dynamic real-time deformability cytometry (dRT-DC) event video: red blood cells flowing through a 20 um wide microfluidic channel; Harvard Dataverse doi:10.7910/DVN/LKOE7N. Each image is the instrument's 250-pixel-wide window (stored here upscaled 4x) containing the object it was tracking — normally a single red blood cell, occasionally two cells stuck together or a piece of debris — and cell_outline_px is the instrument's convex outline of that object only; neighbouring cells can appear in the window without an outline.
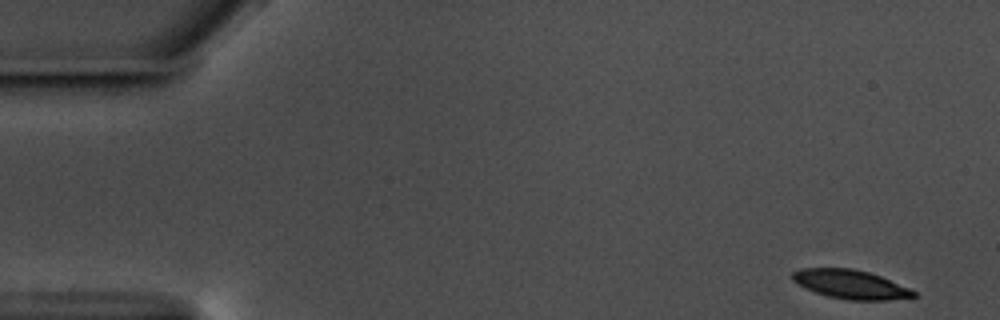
{"species": "common noctule bat (a hibernating species)", "species_latin": "Nyctalus noctula", "temperature_condition": "warm", "stored_images_in_passage": 56, "camera_frame_rate_fps": 3000, "um_per_image_px": 0.085, "animal": {"sex": "male", "body_mass_g": 17.5, "forearm_length_mm": 52.3}, "frame": {"image": 1, "passage_image": 1, "time_ms": 0.0, "image_size_px": [1000, 320], "cell_outline_px": [[916, 296], [888, 300], [848, 300], [828, 296], [816, 292], [796, 284], [788, 276], [792, 272], [800, 268], [852, 268], [868, 272], [880, 276], [908, 288], [916, 292]], "centroid_in_image_um": [72.22, 24.16], "position_along_channel_um": 12.8, "area_um2": 20.35}}
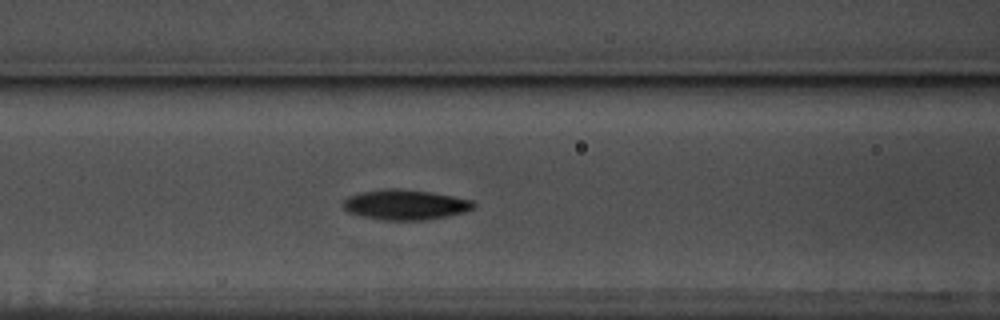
{"frame": {"image": 2, "passage_image": 22, "time_ms": 7.0, "image_size_px": [1000, 320], "cell_outline_px": [[476, 208], [464, 212], [448, 216], [428, 220], [380, 220], [348, 212], [340, 204], [348, 196], [360, 192], [384, 188], [396, 188], [432, 192], [472, 200], [476, 204]], "centroid_in_image_um": [34.45, 17.4], "position_along_channel_um": 132.2, "area_um2": 23.18}}
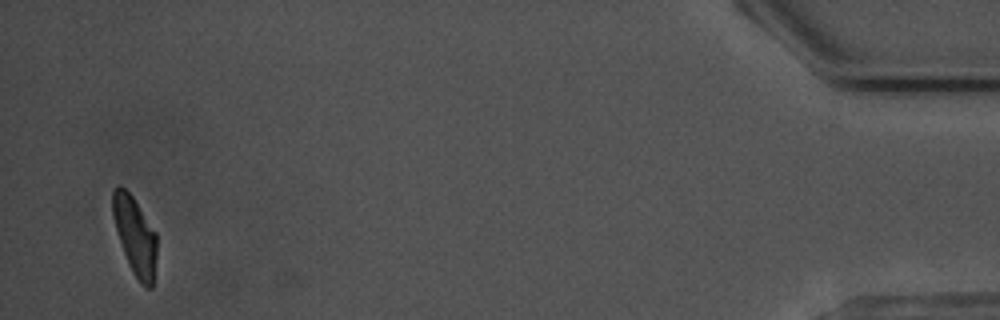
{"frame": {"image": 3, "passage_image": 54, "time_ms": 17.667, "image_size_px": [1000, 320], "cell_outline_px": [[156, 260], [152, 288], [144, 288], [140, 284], [132, 272], [128, 264], [116, 228], [112, 212], [112, 188], [120, 184], [132, 196], [156, 232]], "centroid_in_image_um": [11.48, 20.06], "position_along_channel_um": 423.7, "area_um2": 20.0}, "authors_computed_cell_mechanics": {"area_um2": 21.7328, "velocity_mm_per_s": 3.5383, "shape_relaxation_time_tau1_ms": 2.6222, "shape_relaxation_time_tau2_ms": 10.7064, "deformation_change_tau1": 0.1265, "deformation_change_tau2": 0.1656}}